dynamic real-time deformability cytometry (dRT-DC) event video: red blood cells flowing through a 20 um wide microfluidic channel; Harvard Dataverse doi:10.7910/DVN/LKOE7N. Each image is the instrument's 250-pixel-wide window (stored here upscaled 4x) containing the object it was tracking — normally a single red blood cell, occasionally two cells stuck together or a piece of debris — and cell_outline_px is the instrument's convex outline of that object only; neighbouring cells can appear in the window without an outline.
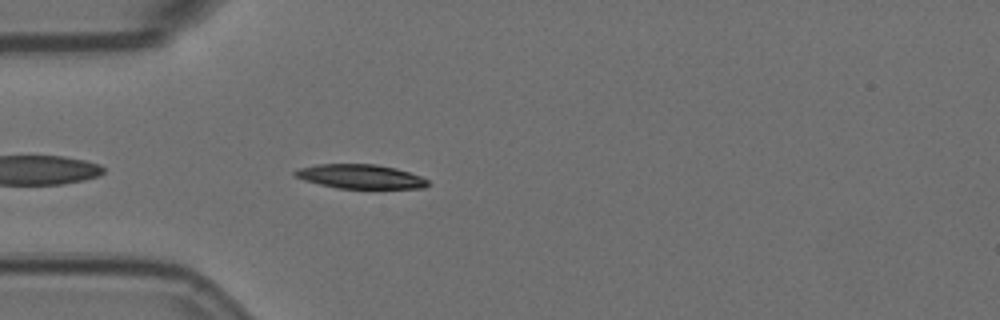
{"species": "Egyptian fruit bat (a non-hibernating species)", "species_latin": "Rousettus aegyptiacus", "temperature_condition": "room temperature", "stored_images_in_passage": 39, "camera_frame_rate_fps": 3000, "um_per_image_px": 0.085, "animal": {"sex": "female"}, "frame": {"image": 1, "passage_image": 1, "time_ms": 0.0, "image_size_px": [1000, 320], "cell_outline_px": [[428, 184], [424, 188], [336, 188], [304, 180], [292, 176], [292, 172], [296, 168], [316, 164], [376, 164], [396, 168], [420, 176], [428, 180]], "centroid_in_image_um": [30.56, 14.99], "position_along_channel_um": 54.4, "area_um2": 18.79}}
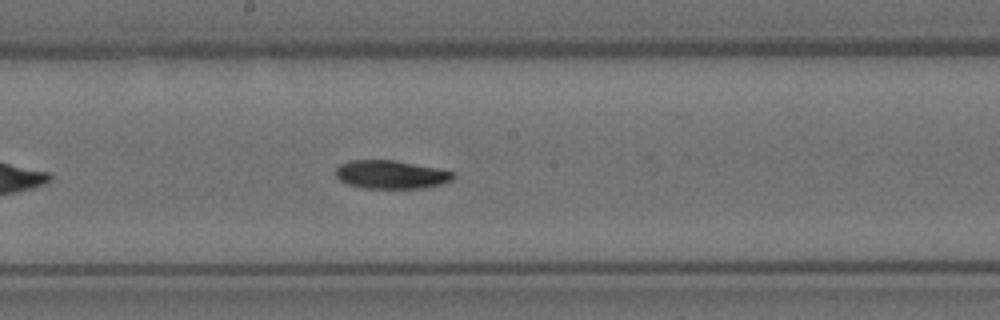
{"frame": {"image": 2, "passage_image": 15, "time_ms": 4.667, "image_size_px": [1000, 320], "cell_outline_px": [[452, 180], [428, 188], [364, 188], [348, 184], [340, 180], [336, 176], [336, 168], [340, 164], [348, 160], [392, 160], [436, 168], [452, 172]], "centroid_in_image_um": [33.18, 14.84], "position_along_channel_um": 215.0, "area_um2": 19.19}}
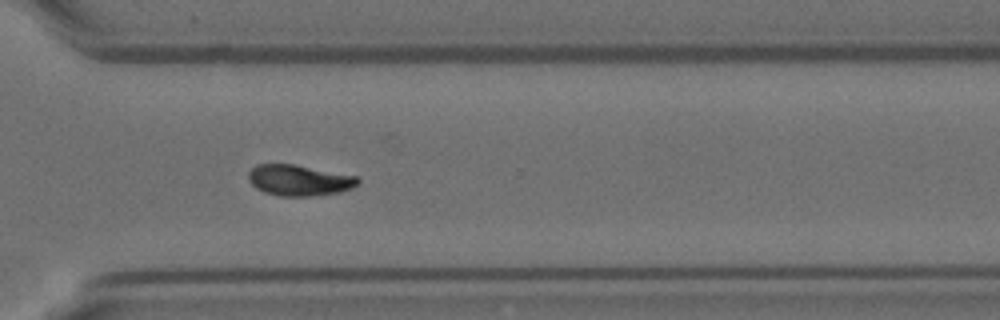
{"frame": {"image": 3, "passage_image": 26, "time_ms": 8.333, "image_size_px": [1000, 320], "cell_outline_px": [[360, 184], [352, 188], [340, 192], [312, 196], [280, 196], [264, 192], [256, 188], [248, 180], [248, 172], [256, 164], [296, 164], [356, 176], [360, 180]], "centroid_in_image_um": [25.43, 15.32], "position_along_channel_um": 345.2, "area_um2": 19.88}, "authors_computed_cell_mechanics": {"area_um2": 19.4208, "velocity_mm_per_s": 3.5668, "shape_relaxation_time_tau1_ms": 7.7831, "shape_relaxation_time_tau2_ms": null, "deformation_change_tau1": 0.1784, "deformation_change_tau2": null}}